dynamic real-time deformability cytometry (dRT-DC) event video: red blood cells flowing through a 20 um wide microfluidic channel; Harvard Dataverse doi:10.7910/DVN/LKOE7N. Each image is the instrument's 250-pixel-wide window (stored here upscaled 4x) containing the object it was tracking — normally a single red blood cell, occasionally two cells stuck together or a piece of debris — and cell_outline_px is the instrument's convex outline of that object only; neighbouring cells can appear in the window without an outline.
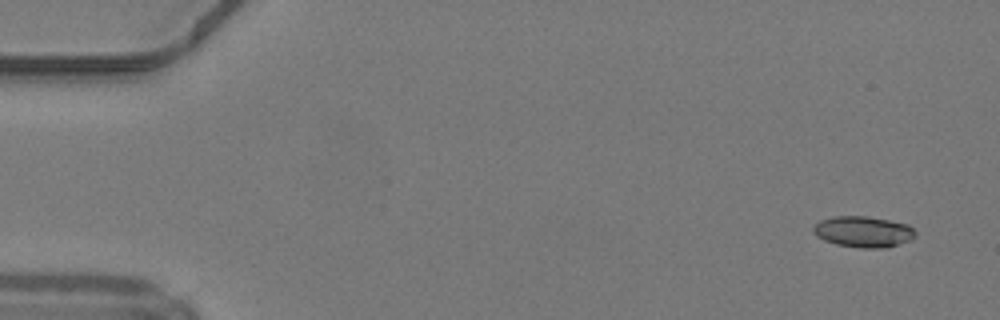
{"species": "common noctule bat (a hibernating species)", "species_latin": "Nyctalus noctula", "temperature_condition": "warm", "stored_images_in_passage": 48, "camera_frame_rate_fps": 3000, "um_per_image_px": 0.085, "animal": {"sex": "male", "body_mass_g": 19.2, "forearm_length_mm": 51.8}, "frame": {"image": 1, "passage_image": 2, "time_ms": 0.333, "image_size_px": [1000, 320], "cell_outline_px": [[916, 236], [908, 240], [888, 248], [860, 248], [836, 244], [824, 240], [816, 236], [812, 232], [812, 228], [820, 220], [832, 216], [868, 216], [908, 224], [916, 232]], "centroid_in_image_um": [73.36, 19.69], "position_along_channel_um": 11.6, "area_um2": 18.55}}
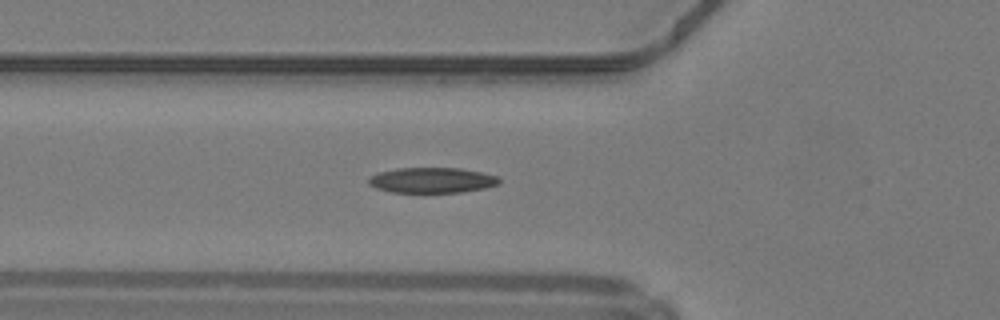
{"frame": {"image": 2, "passage_image": 17, "time_ms": 5.333, "image_size_px": [1000, 320], "cell_outline_px": [[500, 184], [484, 188], [460, 192], [392, 192], [376, 188], [368, 184], [368, 180], [376, 172], [396, 168], [460, 168], [480, 172], [496, 176], [500, 180]], "centroid_in_image_um": [36.69, 15.31], "position_along_channel_um": 89.1, "area_um2": 19.25}}
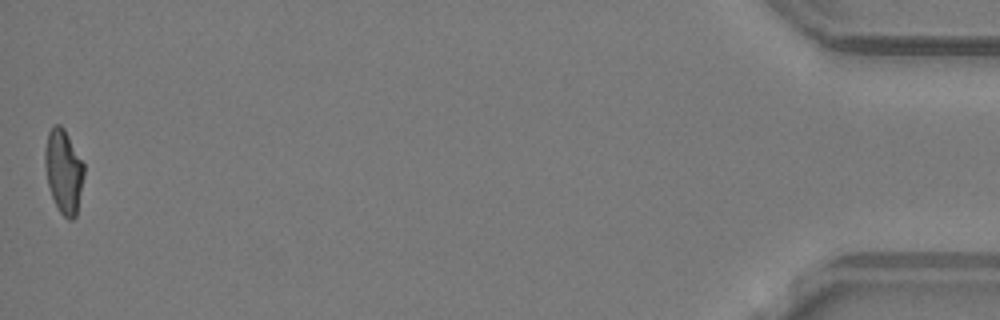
{"frame": {"image": 3, "passage_image": 48, "time_ms": 15.667, "image_size_px": [1000, 320], "cell_outline_px": [[84, 176], [76, 216], [72, 220], [68, 220], [60, 212], [52, 196], [48, 184], [44, 164], [44, 152], [48, 132], [56, 124], [60, 124], [64, 128], [84, 164]], "centroid_in_image_um": [5.41, 14.56], "position_along_channel_um": 429.8, "area_um2": 18.96}, "authors_computed_cell_mechanics": {"area_um2": 19.1029, "velocity_mm_per_s": 4.2438, "shape_relaxation_time_tau1_ms": 10.9153, "shape_relaxation_time_tau2_ms": 2.2738, "deformation_change_tau1": 0.2897, "deformation_change_tau2": 0.0986}}